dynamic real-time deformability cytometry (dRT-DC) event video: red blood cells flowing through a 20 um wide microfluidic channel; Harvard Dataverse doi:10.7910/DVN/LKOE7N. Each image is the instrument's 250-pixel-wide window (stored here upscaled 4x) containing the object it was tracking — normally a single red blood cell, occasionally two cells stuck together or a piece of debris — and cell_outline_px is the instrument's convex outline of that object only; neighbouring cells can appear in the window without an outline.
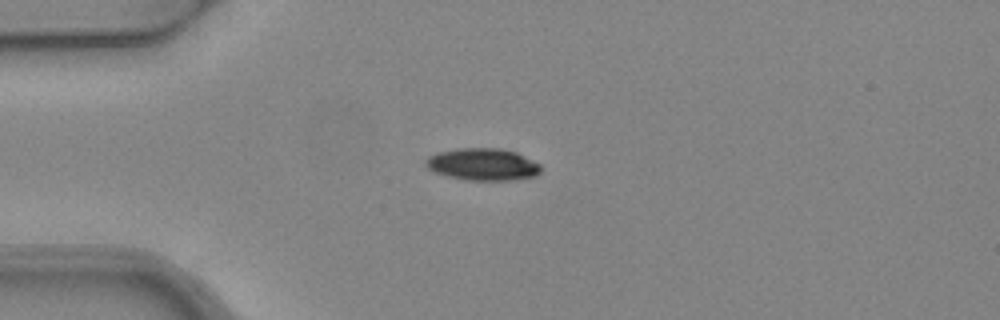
{"species": "common noctule bat (a hibernating species)", "species_latin": "Nyctalus noctula", "temperature_condition": "warm", "stored_images_in_passage": 4, "camera_frame_rate_fps": 3000, "um_per_image_px": 0.085, "animal": {"sex": "female", "body_mass_g": 24.6, "forearm_length_mm": 56.2}, "frame": {"image": 1, "passage_image": 1, "time_ms": 0.0, "image_size_px": [1000, 320], "cell_outline_px": [[540, 172], [536, 176], [512, 180], [468, 180], [448, 176], [436, 172], [428, 168], [424, 164], [424, 160], [428, 156], [440, 152], [456, 148], [500, 148], [516, 152], [540, 164]], "centroid_in_image_um": [41.03, 13.97], "position_along_channel_um": 44.0, "area_um2": 21.5}}
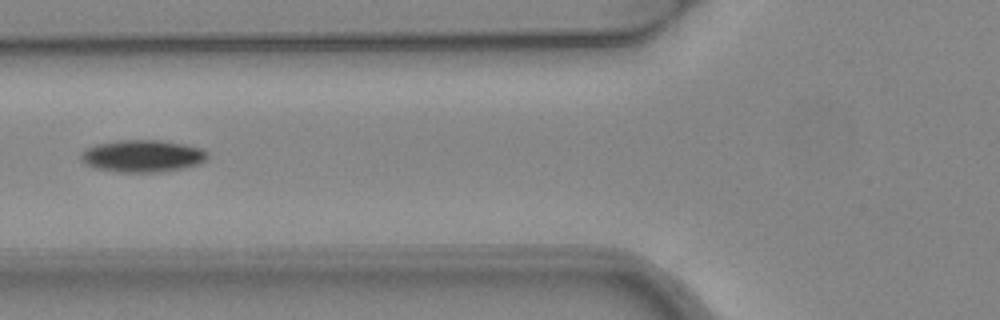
{"frame": {"image": 2, "passage_image": 3, "time_ms": 0.667, "image_size_px": [1000, 320], "cell_outline_px": [[208, 156], [200, 164], [160, 172], [116, 172], [96, 168], [80, 160], [80, 156], [88, 148], [96, 144], [120, 140], [160, 140], [188, 144], [200, 148], [208, 152]], "centroid_in_image_um": [12.14, 13.25], "position_along_channel_um": 113.7, "area_um2": 23.64}}
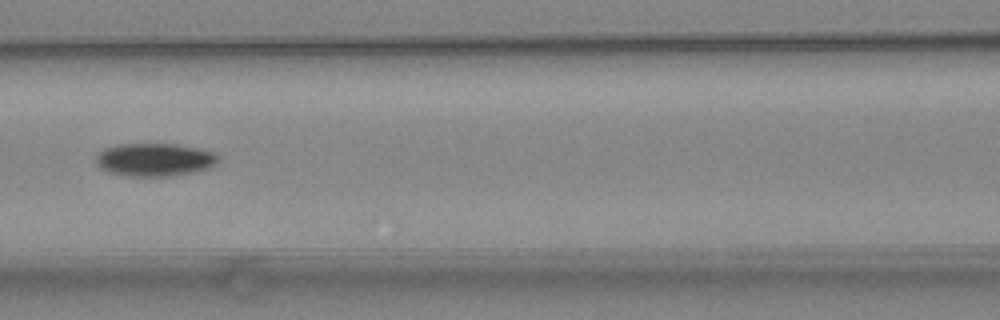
{"frame": {"image": 3, "passage_image": 4, "time_ms": 1.0, "image_size_px": [1000, 320], "cell_outline_px": [[220, 160], [216, 164], [208, 168], [176, 176], [128, 176], [112, 172], [100, 168], [96, 164], [96, 156], [104, 148], [116, 144], [176, 144], [216, 152], [220, 156]], "centroid_in_image_um": [13.17, 13.57], "position_along_channel_um": 153.4, "area_um2": 23.64}}